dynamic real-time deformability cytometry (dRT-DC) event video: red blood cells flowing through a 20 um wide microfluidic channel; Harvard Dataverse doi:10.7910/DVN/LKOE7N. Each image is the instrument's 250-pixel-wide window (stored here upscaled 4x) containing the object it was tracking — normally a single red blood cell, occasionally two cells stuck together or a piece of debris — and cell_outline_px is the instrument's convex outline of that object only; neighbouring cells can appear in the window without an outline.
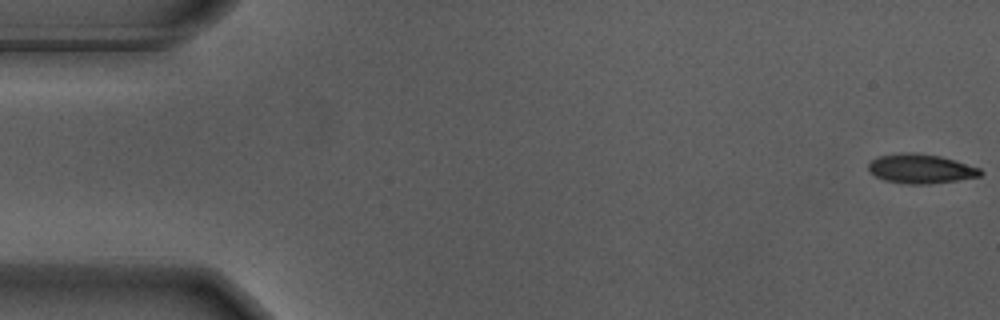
{"species": "Egyptian fruit bat (a non-hibernating species)", "species_latin": "Rousettus aegyptiacus", "temperature_condition": "warm", "stored_images_in_passage": 15, "camera_frame_rate_fps": 3000, "um_per_image_px": 0.085, "animal": {"sex": "male"}, "frame": {"image": 1, "passage_image": 1, "time_ms": 0.0, "image_size_px": [1000, 320], "cell_outline_px": [[984, 172], [980, 176], [956, 180], [928, 184], [908, 184], [884, 180], [876, 176], [868, 168], [868, 164], [872, 160], [880, 156], [900, 152], [912, 152], [940, 156], [980, 168]], "centroid_in_image_um": [78.26, 14.34], "position_along_channel_um": 6.7, "area_um2": 18.96}}